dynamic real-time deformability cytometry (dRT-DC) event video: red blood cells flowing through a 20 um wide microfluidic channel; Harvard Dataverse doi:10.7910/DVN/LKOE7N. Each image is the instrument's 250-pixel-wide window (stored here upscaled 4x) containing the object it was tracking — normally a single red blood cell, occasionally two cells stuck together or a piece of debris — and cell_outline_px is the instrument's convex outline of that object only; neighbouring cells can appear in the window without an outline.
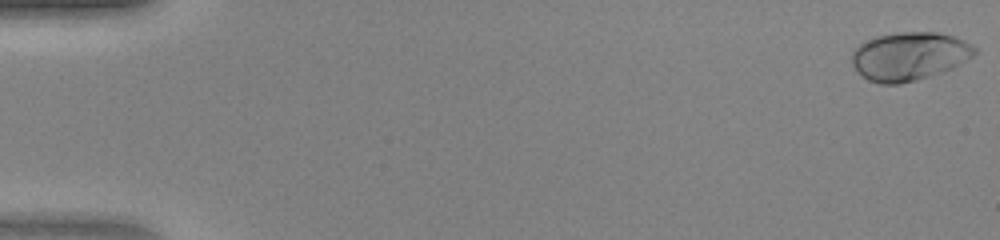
{"species": "human", "species_latin": "Homo sapiens", "temperature_condition": "warm", "stored_images_in_passage": 48, "camera_frame_rate_fps": 3000, "um_per_image_px": 0.085, "donor": {"sex": "female"}, "frame": {"image": 1, "passage_image": 1, "time_ms": 0.0, "image_size_px": [1000, 240], "cell_outline_px": [[976, 52], [972, 56], [952, 68], [916, 80], [900, 84], [880, 84], [868, 80], [860, 76], [856, 72], [852, 64], [852, 52], [860, 44], [876, 36], [896, 32], [936, 32], [952, 36], [964, 40], [972, 44], [976, 48]], "centroid_in_image_um": [77.25, 4.78], "position_along_channel_um": 7.8, "area_um2": 34.56}}
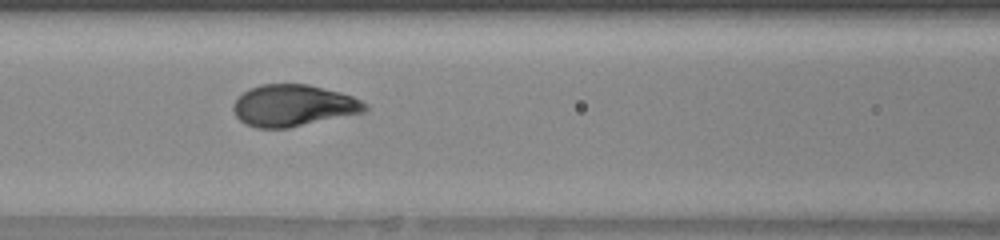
{"frame": {"image": 2, "passage_image": 22, "time_ms": 7.0, "image_size_px": [1000, 240], "cell_outline_px": [[368, 108], [364, 112], [288, 128], [256, 128], [244, 124], [236, 116], [232, 108], [232, 104], [248, 88], [260, 84], [308, 84], [340, 92], [352, 96], [368, 104]], "centroid_in_image_um": [24.91, 8.97], "position_along_channel_um": 141.7, "area_um2": 32.02}}
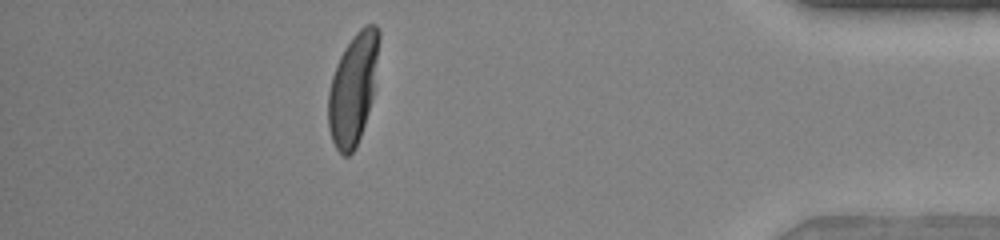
{"frame": {"image": 3, "passage_image": 43, "time_ms": 14.0, "image_size_px": [1000, 240], "cell_outline_px": [[380, 40], [372, 96], [368, 112], [356, 148], [348, 156], [344, 156], [336, 148], [332, 140], [328, 128], [328, 92], [332, 76], [336, 64], [344, 48], [356, 32], [360, 28], [368, 24], [376, 24], [380, 32]], "centroid_in_image_um": [30.0, 7.53], "position_along_channel_um": 405.2, "area_um2": 32.6}}